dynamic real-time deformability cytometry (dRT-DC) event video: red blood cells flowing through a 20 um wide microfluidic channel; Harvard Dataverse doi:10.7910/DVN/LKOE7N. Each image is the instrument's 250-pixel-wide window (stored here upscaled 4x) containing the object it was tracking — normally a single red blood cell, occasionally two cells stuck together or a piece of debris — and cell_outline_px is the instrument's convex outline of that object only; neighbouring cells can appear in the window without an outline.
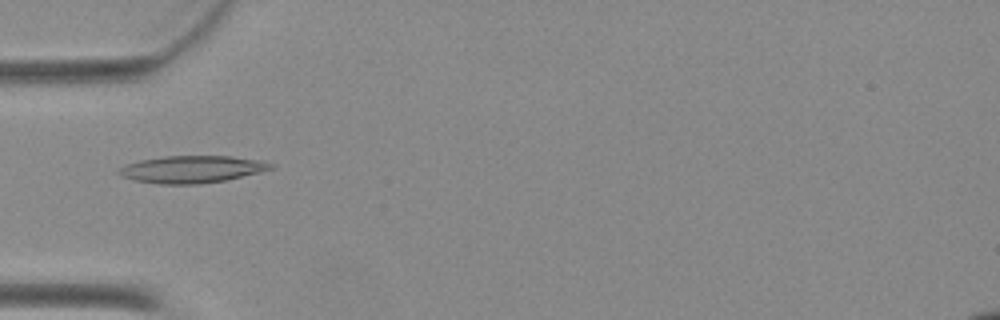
{"species": "Egyptian fruit bat (a non-hibernating species)", "species_latin": "Rousettus aegyptiacus", "temperature_condition": "warm", "stored_images_in_passage": 20, "camera_frame_rate_fps": 3000, "um_per_image_px": 0.085, "animal": {"sex": "female"}, "frame": {"image": 1, "passage_image": 5, "time_ms": 1.333, "image_size_px": [1000, 320], "cell_outline_px": [[276, 168], [260, 172], [224, 180], [196, 184], [160, 184], [136, 180], [120, 176], [116, 172], [124, 164], [140, 160], [164, 156], [232, 156], [264, 160], [276, 164]], "centroid_in_image_um": [16.35, 14.37], "position_along_channel_um": 68.7, "area_um2": 24.22}}
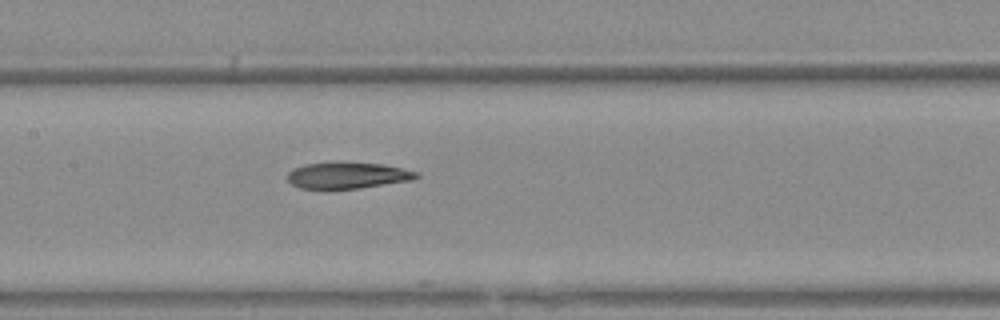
{"frame": {"image": 2, "passage_image": 13, "time_ms": 4.0, "image_size_px": [1000, 320], "cell_outline_px": [[420, 176], [412, 180], [360, 188], [324, 192], [300, 188], [292, 184], [288, 180], [288, 172], [292, 168], [304, 164], [384, 164], [420, 172]], "centroid_in_image_um": [29.51, 14.98], "position_along_channel_um": 177.9, "area_um2": 20.0}}
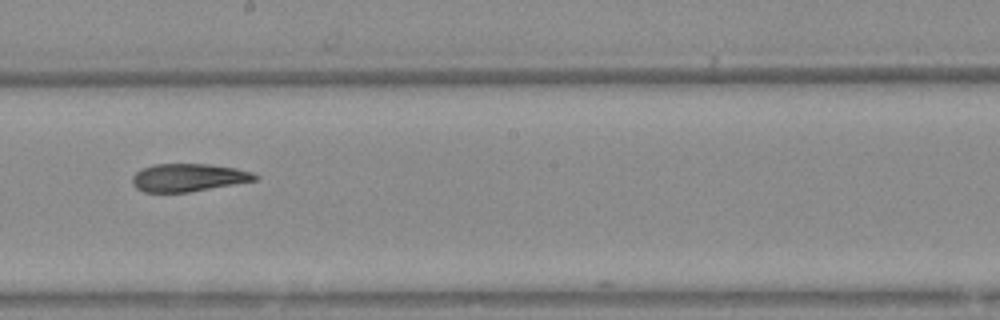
{"frame": {"image": 3, "passage_image": 17, "time_ms": 5.333, "image_size_px": [1000, 320], "cell_outline_px": [[260, 176], [256, 180], [188, 192], [144, 192], [136, 188], [132, 184], [132, 176], [136, 172], [152, 164], [208, 164], [236, 168], [252, 172]], "centroid_in_image_um": [15.99, 15.09], "position_along_channel_um": 232.2, "area_um2": 19.83}}